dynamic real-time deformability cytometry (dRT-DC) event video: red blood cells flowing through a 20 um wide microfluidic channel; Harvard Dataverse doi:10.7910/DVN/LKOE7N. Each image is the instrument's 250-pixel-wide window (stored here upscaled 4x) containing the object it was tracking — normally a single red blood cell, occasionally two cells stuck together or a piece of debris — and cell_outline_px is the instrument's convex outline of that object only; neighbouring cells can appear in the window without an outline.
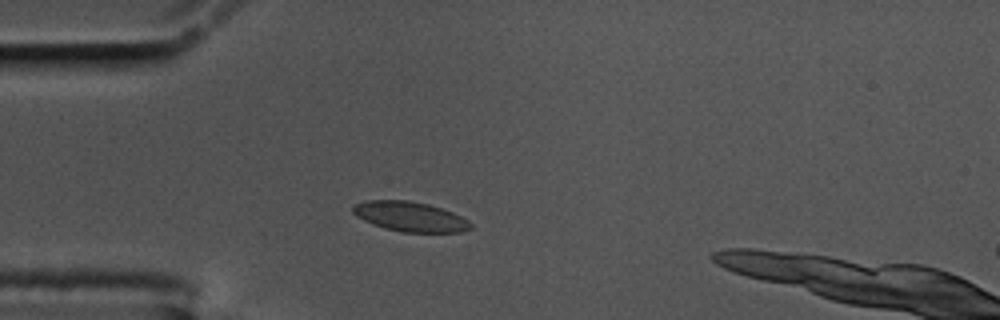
{"species": "common noctule bat (a hibernating species)", "species_latin": "Nyctalus noctula", "temperature_condition": "cold", "stored_images_in_passage": 53, "camera_frame_rate_fps": 3000, "um_per_image_px": 0.085, "animal": {"sex": "male", "body_mass_g": 17.5, "forearm_length_mm": 52.3}, "frame": {"image": 1, "passage_image": 10, "time_ms": 3.0, "image_size_px": [1000, 320], "cell_outline_px": [[472, 228], [464, 232], [404, 232], [384, 228], [372, 224], [356, 216], [352, 212], [352, 208], [356, 204], [368, 200], [408, 200], [428, 204], [452, 212], [468, 220], [472, 224]], "centroid_in_image_um": [34.87, 18.41], "position_along_channel_um": 50.1, "area_um2": 20.4}}
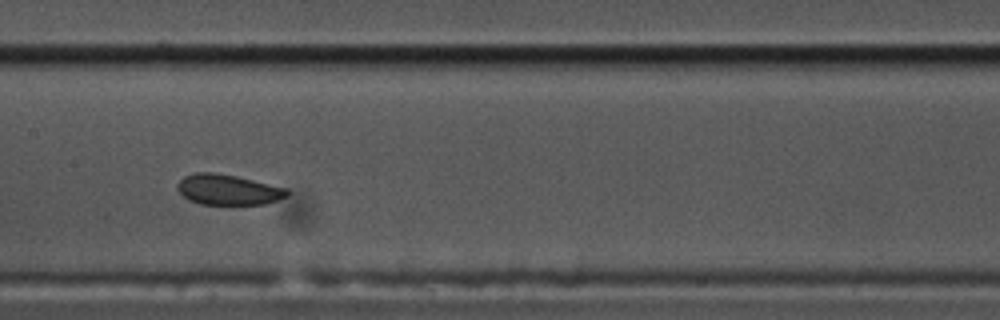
{"frame": {"image": 2, "passage_image": 23, "time_ms": 7.333, "image_size_px": [1000, 320], "cell_outline_px": [[288, 196], [264, 204], [232, 208], [200, 204], [188, 200], [176, 188], [176, 184], [184, 176], [196, 172], [212, 172], [236, 176], [288, 188]], "centroid_in_image_um": [19.38, 16.18], "position_along_channel_um": 188.0, "area_um2": 20.35}}
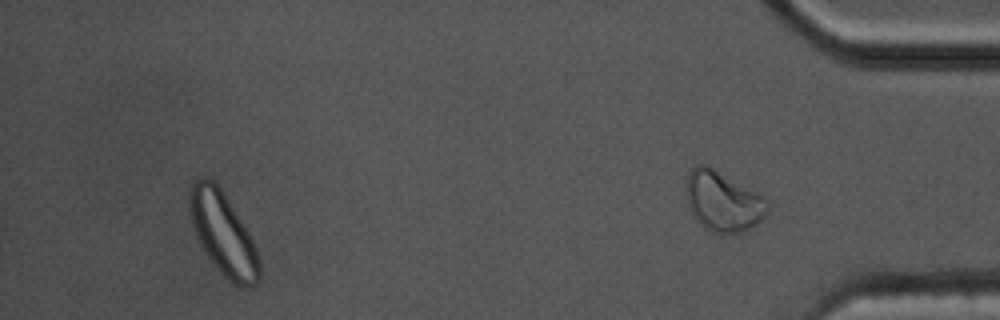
{"frame": {"image": 3, "passage_image": 49, "time_ms": 16.0, "image_size_px": [1000, 320], "cell_outline_px": [[260, 280], [252, 288], [244, 288], [228, 280], [216, 268], [204, 252], [196, 236], [192, 224], [188, 204], [188, 192], [192, 184], [200, 176], [208, 176], [220, 188], [248, 232], [256, 248], [260, 260]], "centroid_in_image_um": [18.95, 19.89], "position_along_channel_um": 416.3, "area_um2": 33.64}, "authors_computed_cell_mechanics": {"area_um2": 20.4034, "velocity_mm_per_s": 3.4391, "shape_relaxation_time_tau1_ms": 3.8544, "shape_relaxation_time_tau2_ms": 6.2112, "deformation_change_tau1": 0.0732, "deformation_change_tau2": 0.0574}}